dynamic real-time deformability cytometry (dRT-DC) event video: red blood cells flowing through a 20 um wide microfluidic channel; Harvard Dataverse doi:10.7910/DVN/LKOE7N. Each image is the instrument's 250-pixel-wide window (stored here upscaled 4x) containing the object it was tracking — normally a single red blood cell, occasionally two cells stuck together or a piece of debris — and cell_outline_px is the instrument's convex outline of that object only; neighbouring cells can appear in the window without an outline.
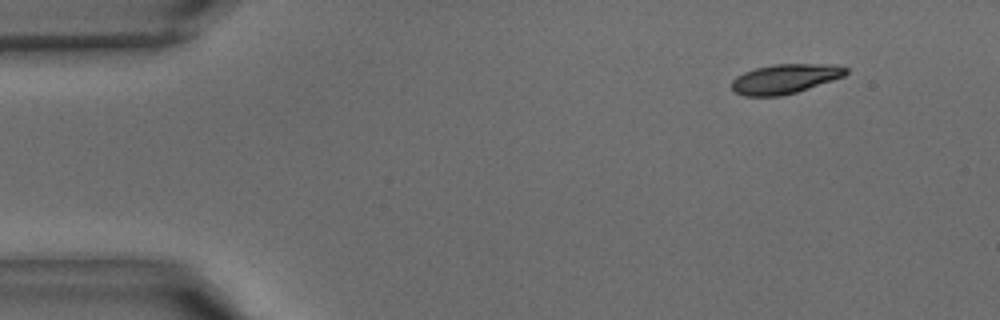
{"species": "common noctule bat (a hibernating species)", "species_latin": "Nyctalus noctula", "temperature_condition": "warm", "stored_images_in_passage": 38, "camera_frame_rate_fps": 3000, "um_per_image_px": 0.085, "animal": {"sex": "male", "body_mass_g": 15.6}, "frame": {"image": 1, "passage_image": 1, "time_ms": 0.0, "image_size_px": [1000, 320], "cell_outline_px": [[848, 72], [844, 76], [796, 92], [780, 96], [744, 96], [736, 92], [732, 88], [732, 80], [736, 76], [744, 72], [756, 68], [776, 64], [836, 64], [848, 68]], "centroid_in_image_um": [66.73, 6.69], "position_along_channel_um": 18.3, "area_um2": 19.54}}
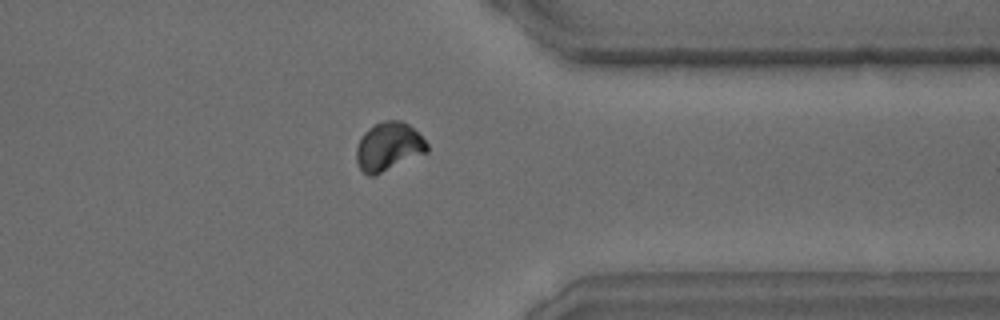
{"frame": {"image": 2, "passage_image": 29, "time_ms": 9.333, "image_size_px": [1000, 320], "cell_outline_px": [[428, 152], [376, 176], [368, 176], [360, 168], [356, 160], [356, 148], [360, 136], [368, 128], [384, 120], [400, 120], [408, 124], [428, 144]], "centroid_in_image_um": [33.01, 12.48], "position_along_channel_um": 378.4, "area_um2": 20.11}}
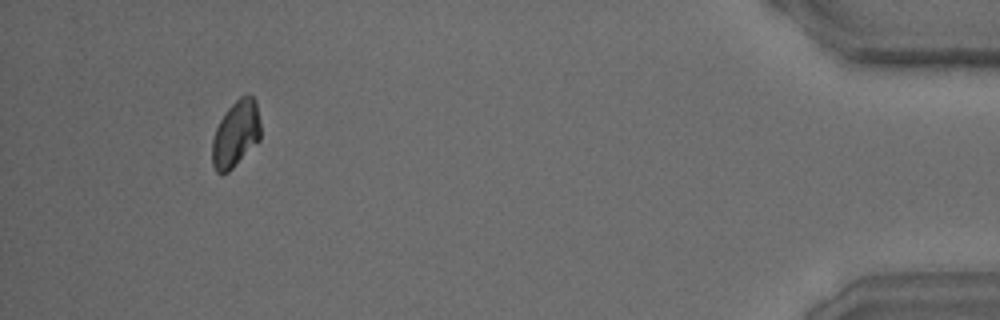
{"frame": {"image": 3, "passage_image": 35, "time_ms": 11.333, "image_size_px": [1000, 320], "cell_outline_px": [[260, 140], [228, 172], [216, 172], [212, 164], [212, 140], [216, 128], [220, 120], [228, 108], [240, 96], [252, 96], [256, 100], [260, 124]], "centroid_in_image_um": [20.04, 11.38], "position_along_channel_um": 415.2, "area_um2": 18.55}}